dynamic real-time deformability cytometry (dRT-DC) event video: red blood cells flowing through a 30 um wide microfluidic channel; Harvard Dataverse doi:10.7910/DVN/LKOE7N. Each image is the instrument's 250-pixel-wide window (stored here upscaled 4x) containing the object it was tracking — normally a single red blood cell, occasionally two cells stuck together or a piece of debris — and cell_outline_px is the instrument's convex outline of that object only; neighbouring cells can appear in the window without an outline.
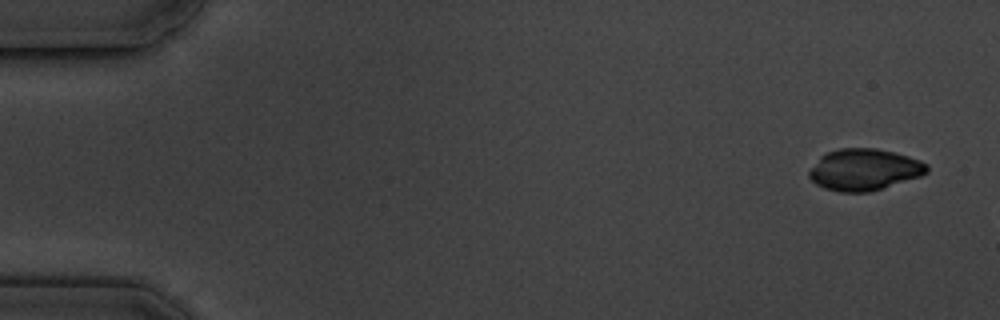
{"species": "common noctule bat (a hibernating species)", "species_latin": "Nyctalus noctula", "temperature_condition": "cold", "stored_images_in_passage": 3, "camera_frame_rate_fps": 3000, "um_per_image_px": 0.085, "animal": {"sex": "male", "body_mass_g": 19.5, "forearm_length_mm": 54.6}, "frame": {"image": 1, "passage_image": 1, "time_ms": 0.0, "image_size_px": [1000, 320], "cell_outline_px": [[928, 172], [920, 176], [868, 192], [840, 192], [824, 188], [816, 184], [808, 176], [808, 172], [820, 156], [828, 152], [840, 148], [876, 148], [896, 152], [920, 160], [928, 164]], "centroid_in_image_um": [73.45, 14.41], "position_along_channel_um": 11.5, "area_um2": 28.44}}